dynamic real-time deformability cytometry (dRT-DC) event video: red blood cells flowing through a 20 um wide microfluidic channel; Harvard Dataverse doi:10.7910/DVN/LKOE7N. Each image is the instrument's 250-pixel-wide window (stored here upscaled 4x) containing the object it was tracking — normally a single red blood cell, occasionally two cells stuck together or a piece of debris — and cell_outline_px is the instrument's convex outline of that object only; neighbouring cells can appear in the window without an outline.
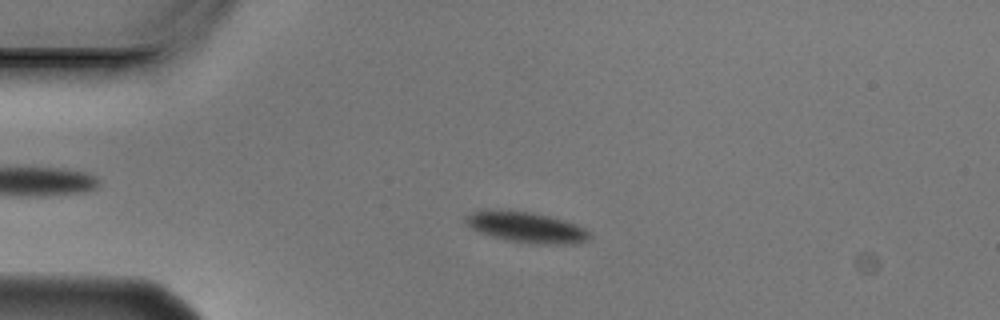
{"species": "Egyptian fruit bat (a non-hibernating species)", "species_latin": "Rousettus aegyptiacus", "temperature_condition": "cold", "stored_images_in_passage": 5, "camera_frame_rate_fps": 3000, "um_per_image_px": 0.085, "animal": {"sex": "male"}, "frame": {"image": 1, "passage_image": 3, "time_ms": 0.667, "image_size_px": [1000, 320], "cell_outline_px": [[592, 236], [588, 240], [572, 244], [536, 244], [508, 240], [492, 236], [480, 232], [472, 228], [464, 220], [464, 216], [472, 212], [532, 212], [564, 220], [576, 224], [584, 228]], "centroid_in_image_um": [44.82, 19.35], "position_along_channel_um": 40.2, "area_um2": 21.39}}
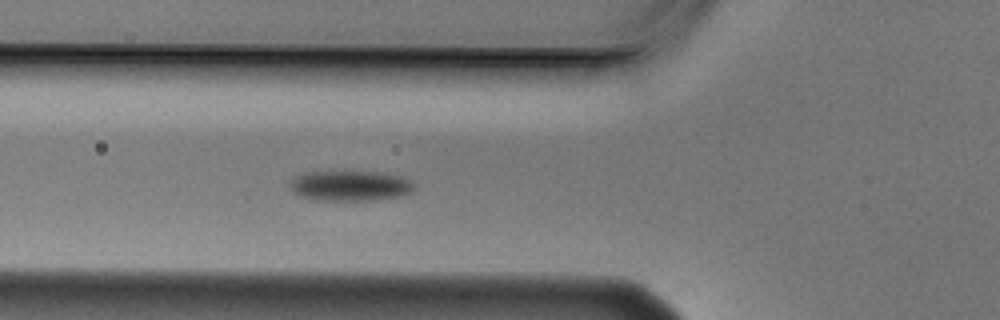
{"frame": {"image": 2, "passage_image": 5, "time_ms": 1.333, "image_size_px": [1000, 320], "cell_outline_px": [[416, 188], [412, 192], [400, 196], [372, 200], [316, 200], [300, 196], [292, 192], [288, 184], [288, 180], [296, 176], [308, 172], [380, 172], [400, 176], [412, 180], [416, 184]], "centroid_in_image_um": [29.77, 15.79], "position_along_channel_um": 96.0, "area_um2": 22.14}}